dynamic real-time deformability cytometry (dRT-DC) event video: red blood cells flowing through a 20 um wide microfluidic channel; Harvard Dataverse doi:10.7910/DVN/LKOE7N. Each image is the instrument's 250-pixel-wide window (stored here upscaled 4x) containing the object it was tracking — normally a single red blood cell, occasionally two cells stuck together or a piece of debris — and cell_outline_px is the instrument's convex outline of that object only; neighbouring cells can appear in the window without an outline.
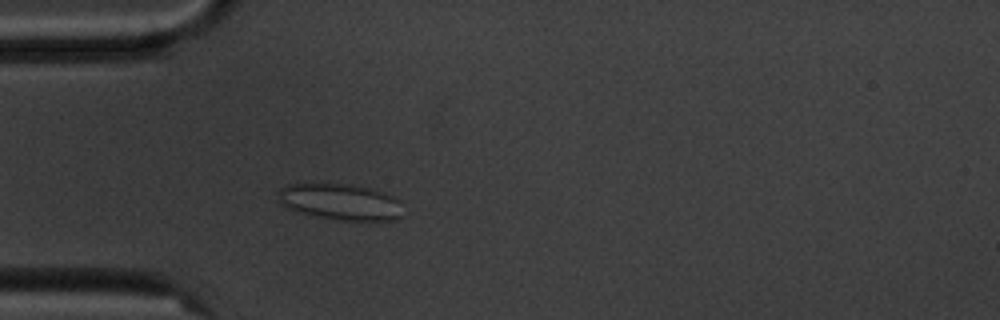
{"species": "common noctule bat (a hibernating species)", "species_latin": "Nyctalus noctula", "temperature_condition": "cold", "stored_images_in_passage": 3, "camera_frame_rate_fps": 3000, "um_per_image_px": 0.085, "animal": {"sex": "male", "body_mass_g": 20.1, "forearm_length_mm": 53.5}, "frame": {"image": 1, "passage_image": 3, "time_ms": 2.333, "image_size_px": [1000, 320], "cell_outline_px": [[400, 216], [396, 220], [340, 220], [316, 216], [300, 212], [288, 208], [280, 200], [276, 192], [280, 188], [288, 184], [352, 184], [368, 188], [392, 196], [396, 200]], "centroid_in_image_um": [28.86, 17.15], "position_along_channel_um": 56.1, "area_um2": 25.66}}